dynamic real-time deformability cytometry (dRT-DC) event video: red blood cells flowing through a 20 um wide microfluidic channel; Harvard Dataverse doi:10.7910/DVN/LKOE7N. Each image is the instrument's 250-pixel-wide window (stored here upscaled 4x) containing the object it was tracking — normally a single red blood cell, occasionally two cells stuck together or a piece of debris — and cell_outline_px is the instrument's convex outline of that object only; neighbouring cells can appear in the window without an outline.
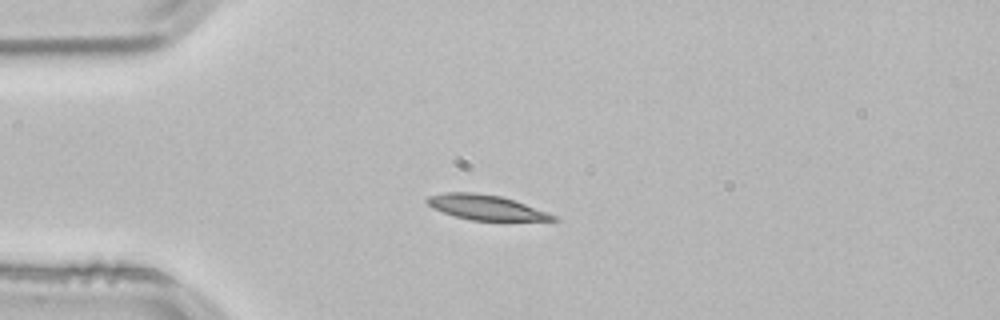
{"species": "common noctule bat (a hibernating species)", "species_latin": "Nyctalus noctula", "temperature_condition": "room temperature", "stored_images_in_passage": 26, "camera_frame_rate_fps": 3000, "um_per_image_px": 0.085, "animal": {"sex": "male", "body_mass_g": 21.5, "forearm_length_mm": 52.0}, "frame": {"image": 1, "passage_image": 1, "time_ms": 0.0, "image_size_px": [1000, 320], "cell_outline_px": [[560, 220], [472, 220], [456, 216], [432, 208], [424, 200], [428, 196], [444, 192], [476, 192], [500, 196], [548, 212], [556, 216]], "centroid_in_image_um": [41.25, 17.61], "position_along_channel_um": 43.7, "area_um2": 18.03}}
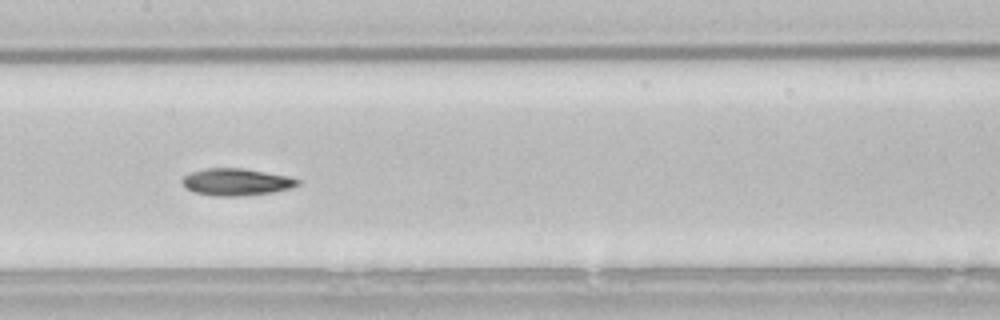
{"frame": {"image": 2, "passage_image": 14, "time_ms": 4.333, "image_size_px": [1000, 320], "cell_outline_px": [[300, 184], [288, 188], [272, 192], [240, 196], [216, 196], [196, 192], [188, 188], [180, 180], [188, 172], [204, 168], [244, 168], [288, 176], [300, 180]], "centroid_in_image_um": [20.07, 15.45], "position_along_channel_um": 187.3, "area_um2": 18.09}}
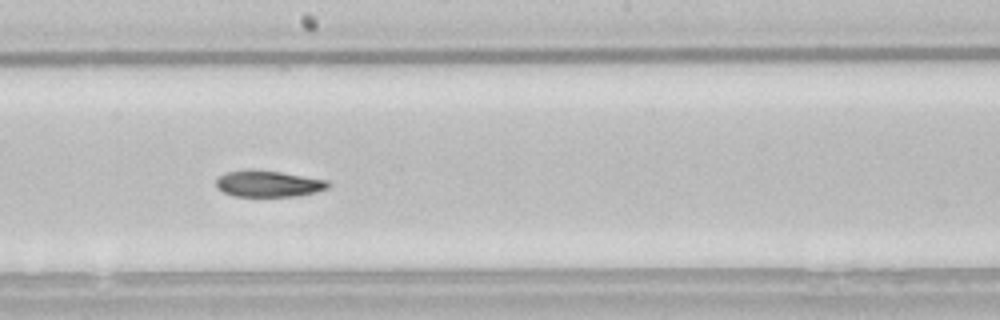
{"frame": {"image": 3, "passage_image": 17, "time_ms": 5.333, "image_size_px": [1000, 320], "cell_outline_px": [[328, 188], [316, 192], [296, 196], [236, 196], [224, 192], [216, 188], [216, 180], [224, 172], [248, 168], [252, 168], [280, 172], [328, 180]], "centroid_in_image_um": [22.76, 15.6], "position_along_channel_um": 225.4, "area_um2": 17.34}}